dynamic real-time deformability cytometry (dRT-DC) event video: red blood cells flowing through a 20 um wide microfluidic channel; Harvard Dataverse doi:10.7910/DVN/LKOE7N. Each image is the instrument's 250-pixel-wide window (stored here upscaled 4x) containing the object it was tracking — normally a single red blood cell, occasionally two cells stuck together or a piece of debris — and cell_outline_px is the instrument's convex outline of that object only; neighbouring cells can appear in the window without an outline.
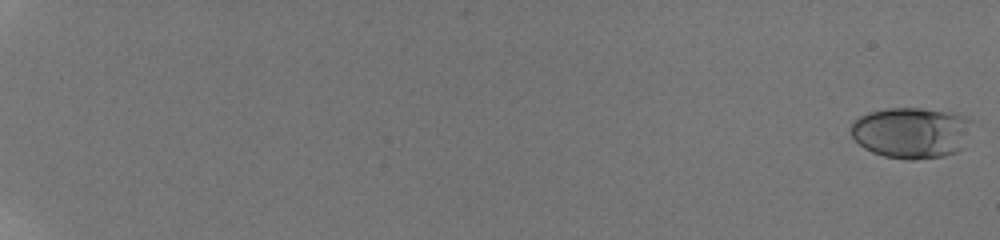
{"species": "human", "species_latin": "Homo sapiens", "temperature_condition": "room temperature", "stored_images_in_passage": 59, "camera_frame_rate_fps": 3000, "um_per_image_px": 0.085, "donor": {"sex": "male"}, "frame": {"image": 1, "passage_image": 1, "time_ms": 0.0, "image_size_px": [1000, 240], "cell_outline_px": [[972, 120], [964, 148], [956, 152], [944, 156], [916, 160], [904, 160], [884, 156], [872, 152], [864, 148], [852, 136], [852, 120], [868, 112], [884, 108], [920, 108], [956, 112]], "centroid_in_image_um": [77.49, 11.27], "position_along_channel_um": 7.5, "area_um2": 36.53}}
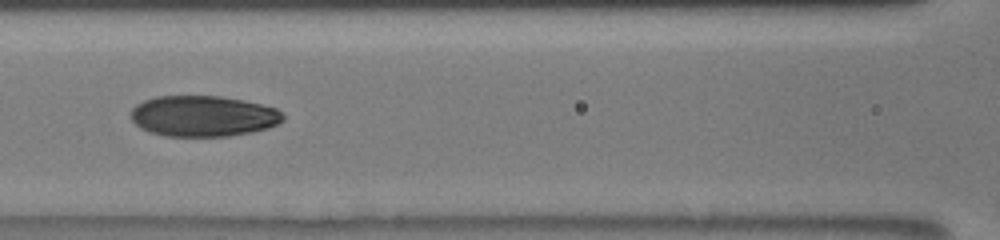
{"frame": {"image": 2, "passage_image": 32, "time_ms": 10.333, "image_size_px": [1000, 240], "cell_outline_px": [[284, 120], [268, 128], [252, 132], [228, 136], [164, 136], [148, 132], [140, 128], [132, 120], [132, 108], [136, 104], [144, 100], [156, 96], [220, 96], [244, 100], [276, 108], [284, 116]], "centroid_in_image_um": [17.25, 9.87], "position_along_channel_um": 149.3, "area_um2": 36.3}}
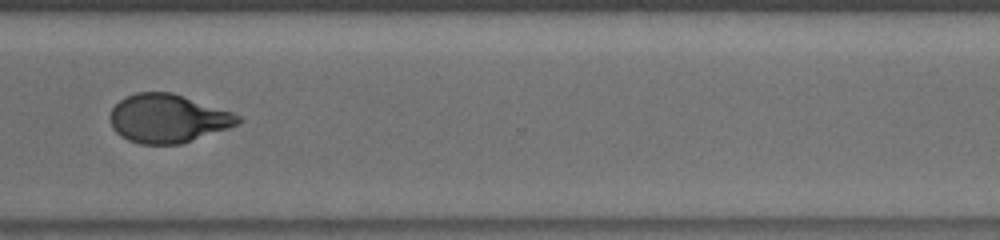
{"frame": {"image": 3, "passage_image": 48, "time_ms": 15.667, "image_size_px": [1000, 240], "cell_outline_px": [[244, 120], [240, 124], [180, 144], [140, 144], [128, 140], [120, 136], [112, 128], [112, 108], [124, 96], [136, 92], [172, 92], [232, 112], [240, 116]], "centroid_in_image_um": [14.28, 10.07], "position_along_channel_um": 356.3, "area_um2": 36.01}, "authors_computed_cell_mechanics": {"area_um2": 36.0672, "velocity_mm_per_s": 3.8906, "shape_relaxation_time_tau1_ms": 4.6451, "shape_relaxation_time_tau2_ms": 1.4708, "deformation_change_tau1": 0.1887, "deformation_change_tau2": 0.0658}}